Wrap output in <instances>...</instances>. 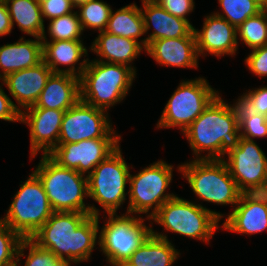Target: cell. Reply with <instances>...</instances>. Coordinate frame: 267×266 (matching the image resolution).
I'll return each instance as SVG.
<instances>
[{"instance_id": "4dcf8cb0", "label": "cell", "mask_w": 267, "mask_h": 266, "mask_svg": "<svg viewBox=\"0 0 267 266\" xmlns=\"http://www.w3.org/2000/svg\"><path fill=\"white\" fill-rule=\"evenodd\" d=\"M28 247H30L29 255L24 266H70L71 261L56 258L51 251L39 247L30 238H23L20 242L17 252V262H19V256H24L23 251Z\"/></svg>"}, {"instance_id": "d6986e66", "label": "cell", "mask_w": 267, "mask_h": 266, "mask_svg": "<svg viewBox=\"0 0 267 266\" xmlns=\"http://www.w3.org/2000/svg\"><path fill=\"white\" fill-rule=\"evenodd\" d=\"M53 71L44 61L38 65L16 71L2 79L19 106L27 109L37 102Z\"/></svg>"}, {"instance_id": "60d3db41", "label": "cell", "mask_w": 267, "mask_h": 266, "mask_svg": "<svg viewBox=\"0 0 267 266\" xmlns=\"http://www.w3.org/2000/svg\"><path fill=\"white\" fill-rule=\"evenodd\" d=\"M90 0H71L72 5L76 8L81 4L87 3Z\"/></svg>"}, {"instance_id": "ba28073f", "label": "cell", "mask_w": 267, "mask_h": 266, "mask_svg": "<svg viewBox=\"0 0 267 266\" xmlns=\"http://www.w3.org/2000/svg\"><path fill=\"white\" fill-rule=\"evenodd\" d=\"M108 215L109 220L100 232L98 243L110 264H124L145 243L153 229L143 224L142 217H130L128 213L125 216Z\"/></svg>"}, {"instance_id": "4fadbf2b", "label": "cell", "mask_w": 267, "mask_h": 266, "mask_svg": "<svg viewBox=\"0 0 267 266\" xmlns=\"http://www.w3.org/2000/svg\"><path fill=\"white\" fill-rule=\"evenodd\" d=\"M105 111L80 99L65 111L58 143H77L94 138H120L112 130Z\"/></svg>"}, {"instance_id": "5b68a950", "label": "cell", "mask_w": 267, "mask_h": 266, "mask_svg": "<svg viewBox=\"0 0 267 266\" xmlns=\"http://www.w3.org/2000/svg\"><path fill=\"white\" fill-rule=\"evenodd\" d=\"M193 192L204 201L216 204H237L241 196L224 159H198L180 165Z\"/></svg>"}, {"instance_id": "484cf974", "label": "cell", "mask_w": 267, "mask_h": 266, "mask_svg": "<svg viewBox=\"0 0 267 266\" xmlns=\"http://www.w3.org/2000/svg\"><path fill=\"white\" fill-rule=\"evenodd\" d=\"M4 2L11 18L12 27L15 21L24 33L35 38L46 39L40 1L4 0Z\"/></svg>"}, {"instance_id": "5bb4252c", "label": "cell", "mask_w": 267, "mask_h": 266, "mask_svg": "<svg viewBox=\"0 0 267 266\" xmlns=\"http://www.w3.org/2000/svg\"><path fill=\"white\" fill-rule=\"evenodd\" d=\"M120 138H94L77 143H58L48 154L59 166L88 175L119 148ZM91 171L89 172V170Z\"/></svg>"}, {"instance_id": "e575fe53", "label": "cell", "mask_w": 267, "mask_h": 266, "mask_svg": "<svg viewBox=\"0 0 267 266\" xmlns=\"http://www.w3.org/2000/svg\"><path fill=\"white\" fill-rule=\"evenodd\" d=\"M248 110L267 117V87L250 91L238 99Z\"/></svg>"}, {"instance_id": "44dd1931", "label": "cell", "mask_w": 267, "mask_h": 266, "mask_svg": "<svg viewBox=\"0 0 267 266\" xmlns=\"http://www.w3.org/2000/svg\"><path fill=\"white\" fill-rule=\"evenodd\" d=\"M80 99L79 77L67 73H52L35 106L66 111Z\"/></svg>"}, {"instance_id": "ee69618b", "label": "cell", "mask_w": 267, "mask_h": 266, "mask_svg": "<svg viewBox=\"0 0 267 266\" xmlns=\"http://www.w3.org/2000/svg\"><path fill=\"white\" fill-rule=\"evenodd\" d=\"M113 266H127L126 264H113Z\"/></svg>"}, {"instance_id": "8d00e7d4", "label": "cell", "mask_w": 267, "mask_h": 266, "mask_svg": "<svg viewBox=\"0 0 267 266\" xmlns=\"http://www.w3.org/2000/svg\"><path fill=\"white\" fill-rule=\"evenodd\" d=\"M245 61L251 72L259 77L267 76V45L252 49Z\"/></svg>"}, {"instance_id": "277c9868", "label": "cell", "mask_w": 267, "mask_h": 266, "mask_svg": "<svg viewBox=\"0 0 267 266\" xmlns=\"http://www.w3.org/2000/svg\"><path fill=\"white\" fill-rule=\"evenodd\" d=\"M135 69L101 60L87 62L80 77L81 100L107 110L122 101L135 78Z\"/></svg>"}, {"instance_id": "7bdbcfd3", "label": "cell", "mask_w": 267, "mask_h": 266, "mask_svg": "<svg viewBox=\"0 0 267 266\" xmlns=\"http://www.w3.org/2000/svg\"><path fill=\"white\" fill-rule=\"evenodd\" d=\"M263 9H267V0H256Z\"/></svg>"}, {"instance_id": "30bf717a", "label": "cell", "mask_w": 267, "mask_h": 266, "mask_svg": "<svg viewBox=\"0 0 267 266\" xmlns=\"http://www.w3.org/2000/svg\"><path fill=\"white\" fill-rule=\"evenodd\" d=\"M129 175V167L119 147L87 175L88 197L98 202L107 213H116L126 199Z\"/></svg>"}, {"instance_id": "2e32d148", "label": "cell", "mask_w": 267, "mask_h": 266, "mask_svg": "<svg viewBox=\"0 0 267 266\" xmlns=\"http://www.w3.org/2000/svg\"><path fill=\"white\" fill-rule=\"evenodd\" d=\"M236 205L223 223L225 230L253 234L267 229V203L259 192L241 193Z\"/></svg>"}, {"instance_id": "9c48e42d", "label": "cell", "mask_w": 267, "mask_h": 266, "mask_svg": "<svg viewBox=\"0 0 267 266\" xmlns=\"http://www.w3.org/2000/svg\"><path fill=\"white\" fill-rule=\"evenodd\" d=\"M218 94L204 78L183 81L168 100L157 127H179L184 132Z\"/></svg>"}, {"instance_id": "8fae6325", "label": "cell", "mask_w": 267, "mask_h": 266, "mask_svg": "<svg viewBox=\"0 0 267 266\" xmlns=\"http://www.w3.org/2000/svg\"><path fill=\"white\" fill-rule=\"evenodd\" d=\"M172 167L158 161L144 168L137 175H129L130 190L127 213H147L154 205L151 218L159 208L176 195L164 194L172 180Z\"/></svg>"}, {"instance_id": "3957f363", "label": "cell", "mask_w": 267, "mask_h": 266, "mask_svg": "<svg viewBox=\"0 0 267 266\" xmlns=\"http://www.w3.org/2000/svg\"><path fill=\"white\" fill-rule=\"evenodd\" d=\"M33 172L41 181L53 212H81L99 216L92 206H85L84 197H88L87 176L74 169L59 166L48 155Z\"/></svg>"}, {"instance_id": "ab89813d", "label": "cell", "mask_w": 267, "mask_h": 266, "mask_svg": "<svg viewBox=\"0 0 267 266\" xmlns=\"http://www.w3.org/2000/svg\"><path fill=\"white\" fill-rule=\"evenodd\" d=\"M11 18L5 2L0 3V36L9 34L12 30Z\"/></svg>"}, {"instance_id": "603a6c76", "label": "cell", "mask_w": 267, "mask_h": 266, "mask_svg": "<svg viewBox=\"0 0 267 266\" xmlns=\"http://www.w3.org/2000/svg\"><path fill=\"white\" fill-rule=\"evenodd\" d=\"M24 40L13 44H6L0 47V67L3 75L0 74V80L7 75L31 68L43 61L42 40Z\"/></svg>"}, {"instance_id": "f546056e", "label": "cell", "mask_w": 267, "mask_h": 266, "mask_svg": "<svg viewBox=\"0 0 267 266\" xmlns=\"http://www.w3.org/2000/svg\"><path fill=\"white\" fill-rule=\"evenodd\" d=\"M78 8L80 9L78 16L82 30L87 27L98 29L99 32L105 31L111 14V8L107 3L99 0H90L79 5Z\"/></svg>"}, {"instance_id": "7a4b0ae2", "label": "cell", "mask_w": 267, "mask_h": 266, "mask_svg": "<svg viewBox=\"0 0 267 266\" xmlns=\"http://www.w3.org/2000/svg\"><path fill=\"white\" fill-rule=\"evenodd\" d=\"M239 132L238 101L230 106L217 95L183 134L196 156L209 151L208 156L199 159H222L221 156L238 146Z\"/></svg>"}, {"instance_id": "ffe728a7", "label": "cell", "mask_w": 267, "mask_h": 266, "mask_svg": "<svg viewBox=\"0 0 267 266\" xmlns=\"http://www.w3.org/2000/svg\"><path fill=\"white\" fill-rule=\"evenodd\" d=\"M160 65L196 68L198 52L195 37L164 38L151 41L145 48Z\"/></svg>"}, {"instance_id": "7402d4cb", "label": "cell", "mask_w": 267, "mask_h": 266, "mask_svg": "<svg viewBox=\"0 0 267 266\" xmlns=\"http://www.w3.org/2000/svg\"><path fill=\"white\" fill-rule=\"evenodd\" d=\"M42 40L43 61L53 71V73H67L77 77H81L83 69L88 59H84L75 73L74 65L80 60L83 54H87V49L83 46L81 40ZM71 65L70 68L58 69V65Z\"/></svg>"}, {"instance_id": "7c38bea8", "label": "cell", "mask_w": 267, "mask_h": 266, "mask_svg": "<svg viewBox=\"0 0 267 266\" xmlns=\"http://www.w3.org/2000/svg\"><path fill=\"white\" fill-rule=\"evenodd\" d=\"M226 165L242 193L260 192L267 182V158L253 141L240 138L236 148L228 152Z\"/></svg>"}, {"instance_id": "836d02e7", "label": "cell", "mask_w": 267, "mask_h": 266, "mask_svg": "<svg viewBox=\"0 0 267 266\" xmlns=\"http://www.w3.org/2000/svg\"><path fill=\"white\" fill-rule=\"evenodd\" d=\"M22 237L0 221V266H16Z\"/></svg>"}, {"instance_id": "cb8c5ba5", "label": "cell", "mask_w": 267, "mask_h": 266, "mask_svg": "<svg viewBox=\"0 0 267 266\" xmlns=\"http://www.w3.org/2000/svg\"><path fill=\"white\" fill-rule=\"evenodd\" d=\"M179 253L168 241L167 236L152 231L142 244L127 260V266H171Z\"/></svg>"}, {"instance_id": "d590c367", "label": "cell", "mask_w": 267, "mask_h": 266, "mask_svg": "<svg viewBox=\"0 0 267 266\" xmlns=\"http://www.w3.org/2000/svg\"><path fill=\"white\" fill-rule=\"evenodd\" d=\"M42 17L50 20L72 12L71 0H40Z\"/></svg>"}, {"instance_id": "1f68e13d", "label": "cell", "mask_w": 267, "mask_h": 266, "mask_svg": "<svg viewBox=\"0 0 267 266\" xmlns=\"http://www.w3.org/2000/svg\"><path fill=\"white\" fill-rule=\"evenodd\" d=\"M48 27L52 40H80L83 31L77 12L50 20Z\"/></svg>"}, {"instance_id": "6da1fadb", "label": "cell", "mask_w": 267, "mask_h": 266, "mask_svg": "<svg viewBox=\"0 0 267 266\" xmlns=\"http://www.w3.org/2000/svg\"><path fill=\"white\" fill-rule=\"evenodd\" d=\"M98 218L81 212H53L30 239L56 258L74 263L85 261L96 244Z\"/></svg>"}, {"instance_id": "52a82bcc", "label": "cell", "mask_w": 267, "mask_h": 266, "mask_svg": "<svg viewBox=\"0 0 267 266\" xmlns=\"http://www.w3.org/2000/svg\"><path fill=\"white\" fill-rule=\"evenodd\" d=\"M221 217L220 213L175 196L163 204L151 219L167 231L209 242Z\"/></svg>"}, {"instance_id": "d4e9b609", "label": "cell", "mask_w": 267, "mask_h": 266, "mask_svg": "<svg viewBox=\"0 0 267 266\" xmlns=\"http://www.w3.org/2000/svg\"><path fill=\"white\" fill-rule=\"evenodd\" d=\"M143 46L140 42L117 36L106 31L99 33L93 41L91 50L100 57L107 59L108 63L129 65L137 55L140 54Z\"/></svg>"}, {"instance_id": "8992f818", "label": "cell", "mask_w": 267, "mask_h": 266, "mask_svg": "<svg viewBox=\"0 0 267 266\" xmlns=\"http://www.w3.org/2000/svg\"><path fill=\"white\" fill-rule=\"evenodd\" d=\"M20 186L7 215L0 221L22 238H31L50 218L53 210L40 179L34 173Z\"/></svg>"}, {"instance_id": "e0dca14e", "label": "cell", "mask_w": 267, "mask_h": 266, "mask_svg": "<svg viewBox=\"0 0 267 266\" xmlns=\"http://www.w3.org/2000/svg\"><path fill=\"white\" fill-rule=\"evenodd\" d=\"M194 34L198 55L207 51L219 57L236 52L237 28L216 14L207 16L202 31L194 28Z\"/></svg>"}, {"instance_id": "4316f807", "label": "cell", "mask_w": 267, "mask_h": 266, "mask_svg": "<svg viewBox=\"0 0 267 266\" xmlns=\"http://www.w3.org/2000/svg\"><path fill=\"white\" fill-rule=\"evenodd\" d=\"M106 32L137 40L145 33L142 10L136 4L127 5L111 14L105 29Z\"/></svg>"}, {"instance_id": "83f0119b", "label": "cell", "mask_w": 267, "mask_h": 266, "mask_svg": "<svg viewBox=\"0 0 267 266\" xmlns=\"http://www.w3.org/2000/svg\"><path fill=\"white\" fill-rule=\"evenodd\" d=\"M237 33L250 49L267 45V9L245 20Z\"/></svg>"}, {"instance_id": "f1b7e54d", "label": "cell", "mask_w": 267, "mask_h": 266, "mask_svg": "<svg viewBox=\"0 0 267 266\" xmlns=\"http://www.w3.org/2000/svg\"><path fill=\"white\" fill-rule=\"evenodd\" d=\"M219 3L226 17L219 13L214 14L226 19L236 28L249 17L257 15L263 10L256 0H219Z\"/></svg>"}, {"instance_id": "ac0fdd59", "label": "cell", "mask_w": 267, "mask_h": 266, "mask_svg": "<svg viewBox=\"0 0 267 266\" xmlns=\"http://www.w3.org/2000/svg\"><path fill=\"white\" fill-rule=\"evenodd\" d=\"M145 32H147L151 23L154 26V32L146 39L141 40L144 48L154 40L164 38L195 37L194 27L188 20L175 17L163 9L157 2L142 0ZM151 21V22H150Z\"/></svg>"}, {"instance_id": "b9f144b4", "label": "cell", "mask_w": 267, "mask_h": 266, "mask_svg": "<svg viewBox=\"0 0 267 266\" xmlns=\"http://www.w3.org/2000/svg\"><path fill=\"white\" fill-rule=\"evenodd\" d=\"M262 197L265 199L266 203H267V182L264 186V188L259 192Z\"/></svg>"}, {"instance_id": "f35d334b", "label": "cell", "mask_w": 267, "mask_h": 266, "mask_svg": "<svg viewBox=\"0 0 267 266\" xmlns=\"http://www.w3.org/2000/svg\"><path fill=\"white\" fill-rule=\"evenodd\" d=\"M21 109L4 93L0 86V119L5 121H20Z\"/></svg>"}, {"instance_id": "d6a6232c", "label": "cell", "mask_w": 267, "mask_h": 266, "mask_svg": "<svg viewBox=\"0 0 267 266\" xmlns=\"http://www.w3.org/2000/svg\"><path fill=\"white\" fill-rule=\"evenodd\" d=\"M239 128L241 137L253 140L255 137L267 136V117L248 110L240 101L238 102ZM252 137V138H251Z\"/></svg>"}, {"instance_id": "74e56055", "label": "cell", "mask_w": 267, "mask_h": 266, "mask_svg": "<svg viewBox=\"0 0 267 266\" xmlns=\"http://www.w3.org/2000/svg\"><path fill=\"white\" fill-rule=\"evenodd\" d=\"M156 2L171 15L184 20H188L186 15L194 8L193 0H157Z\"/></svg>"}, {"instance_id": "9a60e30c", "label": "cell", "mask_w": 267, "mask_h": 266, "mask_svg": "<svg viewBox=\"0 0 267 266\" xmlns=\"http://www.w3.org/2000/svg\"><path fill=\"white\" fill-rule=\"evenodd\" d=\"M21 111L20 122L30 126L31 156L39 150L48 155L57 145L65 111L38 108L35 105Z\"/></svg>"}]
</instances>
